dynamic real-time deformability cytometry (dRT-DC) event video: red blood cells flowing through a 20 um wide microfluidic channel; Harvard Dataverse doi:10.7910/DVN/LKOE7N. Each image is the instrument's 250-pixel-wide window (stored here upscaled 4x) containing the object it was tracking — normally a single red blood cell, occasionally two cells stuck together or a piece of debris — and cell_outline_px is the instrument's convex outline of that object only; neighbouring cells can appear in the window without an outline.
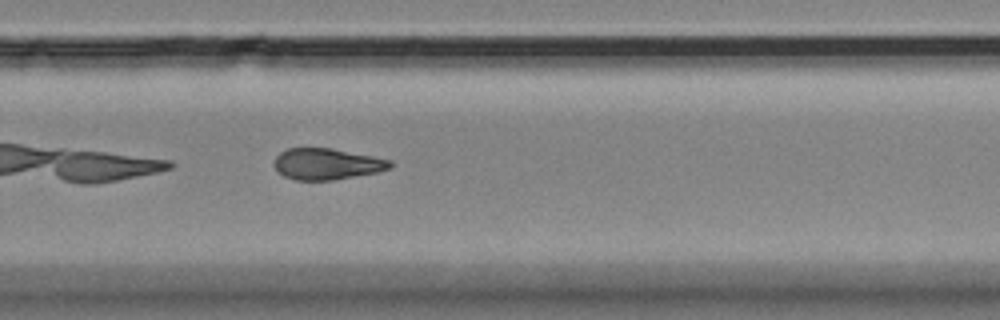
{"species": "Egyptian fruit bat (a non-hibernating species)", "species_latin": "Rousettus aegyptiacus", "temperature_condition": "room temperature", "stored_images_in_passage": 34, "camera_frame_rate_fps": 3000, "um_per_image_px": 0.085, "animal": {"sex": "female"}, "frame": {"image": 1, "passage_image": 20, "time_ms": 6.333, "image_size_px": [1000, 320], "cell_outline_px": [[396, 164], [392, 168], [376, 172], [332, 180], [296, 180], [284, 176], [276, 168], [276, 156], [280, 152], [288, 148], [332, 148], [392, 160]], "centroid_in_image_um": [27.84, 13.93], "position_along_channel_um": 302.0, "area_um2": 20.98}}